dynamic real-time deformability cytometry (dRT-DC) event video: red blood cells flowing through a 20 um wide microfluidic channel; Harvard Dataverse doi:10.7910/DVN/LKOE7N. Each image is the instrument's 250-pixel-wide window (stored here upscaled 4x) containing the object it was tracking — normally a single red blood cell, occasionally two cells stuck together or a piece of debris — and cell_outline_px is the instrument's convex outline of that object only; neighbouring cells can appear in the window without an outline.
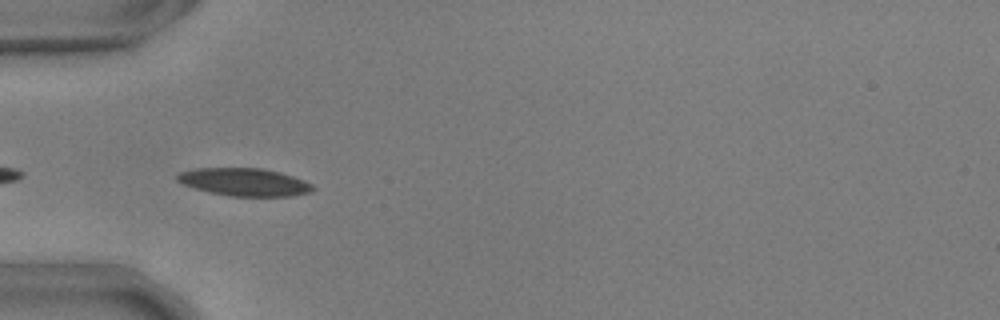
{"species": "common noctule bat (a hibernating species)", "species_latin": "Nyctalus noctula", "temperature_condition": "warm", "stored_images_in_passage": 39, "camera_frame_rate_fps": 3000, "um_per_image_px": 0.085, "animal": {"sex": "male", "body_mass_g": 17.9, "forearm_length_mm": 54.2}, "frame": {"image": 1, "passage_image": 2, "time_ms": 0.333, "image_size_px": [1000, 320], "cell_outline_px": [[316, 188], [312, 192], [292, 196], [228, 196], [208, 192], [184, 184], [176, 180], [176, 176], [180, 172], [196, 168], [264, 168], [280, 172], [304, 180], [312, 184]], "centroid_in_image_um": [20.8, 15.47], "position_along_channel_um": 64.2, "area_um2": 22.02}}
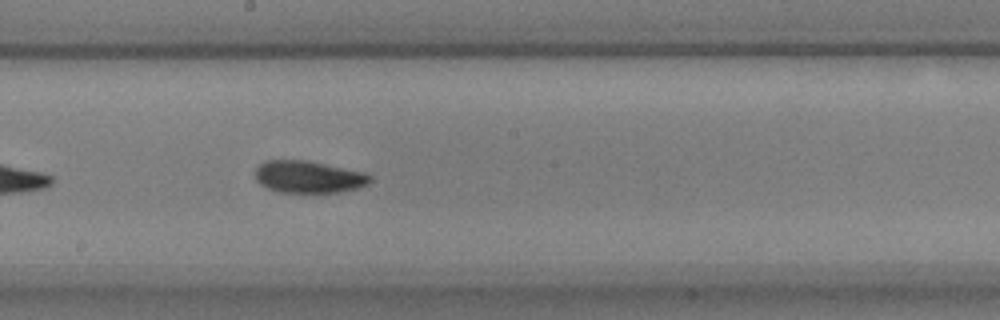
{"frame": {"image": 2, "passage_image": 15, "time_ms": 4.667, "image_size_px": [1000, 320], "cell_outline_px": [[372, 180], [368, 184], [356, 188], [340, 192], [280, 192], [268, 188], [260, 184], [256, 180], [256, 168], [264, 160], [308, 160], [364, 172], [372, 176]], "centroid_in_image_um": [26.23, 15.02], "position_along_channel_um": 222.0, "area_um2": 21.5}}
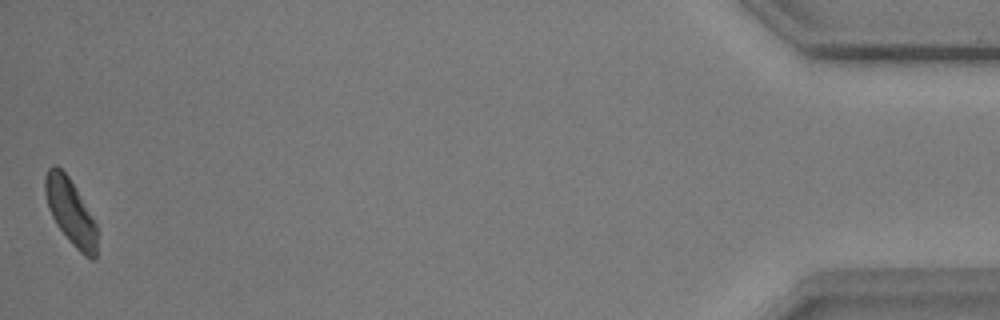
{"frame": {"image": 3, "passage_image": 39, "time_ms": 12.667, "image_size_px": [1000, 320], "cell_outline_px": [[96, 260], [92, 260], [84, 256], [72, 244], [56, 224], [48, 208], [44, 192], [44, 176], [48, 168], [52, 164], [56, 164], [68, 176], [76, 188], [96, 224]], "centroid_in_image_um": [5.96, 17.98], "position_along_channel_um": 429.2, "area_um2": 19.88}, "authors_computed_cell_mechanics": {"area_um2": 21.2704, "velocity_mm_per_s": 3.6731, "shape_relaxation_time_tau1_ms": 3.2497, "shape_relaxation_time_tau2_ms": 2.4284, "deformation_change_tau1": 0.0955, "deformation_change_tau2": 0.0692}}